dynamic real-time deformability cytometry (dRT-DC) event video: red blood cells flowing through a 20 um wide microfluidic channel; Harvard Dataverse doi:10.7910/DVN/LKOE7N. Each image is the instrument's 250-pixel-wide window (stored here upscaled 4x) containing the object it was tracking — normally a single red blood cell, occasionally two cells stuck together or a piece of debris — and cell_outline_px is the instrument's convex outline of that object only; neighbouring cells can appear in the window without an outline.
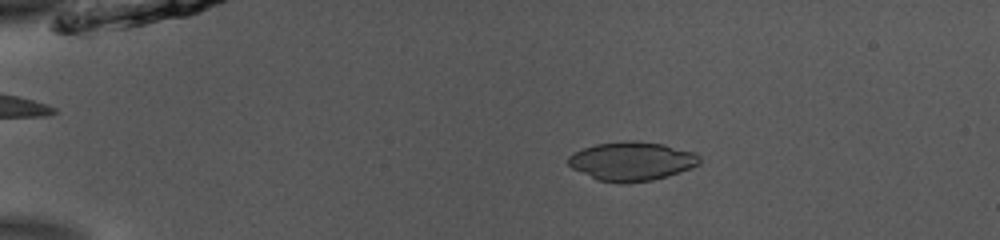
{"species": "common noctule bat (a hibernating species)", "species_latin": "Nyctalus noctula", "temperature_condition": "room temperature", "stored_images_in_passage": 44, "camera_frame_rate_fps": 3000, "um_per_image_px": 0.085, "animal": {"sex": "male", "body_mass_g": 13.0, "forearm_length_mm": 53.1}, "frame": {"image": 1, "passage_image": 3, "time_ms": 0.667, "image_size_px": [1000, 240], "cell_outline_px": [[700, 164], [692, 168], [668, 176], [652, 180], [628, 184], [620, 184], [596, 180], [572, 168], [568, 164], [568, 156], [572, 152], [596, 144], [632, 140], [636, 140], [664, 144], [696, 152], [700, 156]], "centroid_in_image_um": [53.71, 13.71], "position_along_channel_um": 31.3, "area_um2": 30.23}}
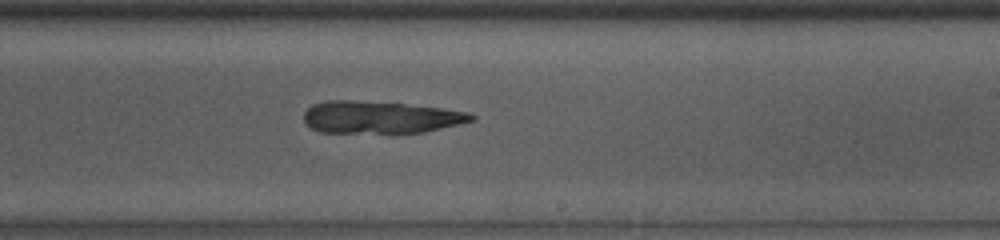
{"frame": {"image": 2, "passage_image": 25, "time_ms": 8.0, "image_size_px": [1000, 240], "cell_outline_px": [[476, 120], [424, 132], [320, 132], [304, 124], [304, 112], [312, 104], [328, 100], [348, 100], [404, 104], [440, 108], [468, 112], [476, 116]], "centroid_in_image_um": [32.31, 9.96], "position_along_channel_um": 256.7, "area_um2": 31.15}}
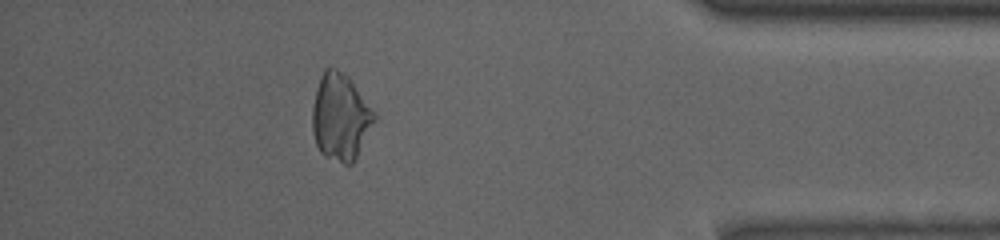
{"frame": {"image": 3, "passage_image": 39, "time_ms": 12.667, "image_size_px": [1000, 240], "cell_outline_px": [[376, 120], [356, 160], [352, 164], [344, 164], [324, 156], [320, 152], [316, 144], [312, 132], [312, 108], [316, 88], [320, 76], [324, 68], [336, 68], [344, 72], [348, 76], [376, 112]], "centroid_in_image_um": [28.95, 9.95], "position_along_channel_um": 406.3, "area_um2": 31.85}}